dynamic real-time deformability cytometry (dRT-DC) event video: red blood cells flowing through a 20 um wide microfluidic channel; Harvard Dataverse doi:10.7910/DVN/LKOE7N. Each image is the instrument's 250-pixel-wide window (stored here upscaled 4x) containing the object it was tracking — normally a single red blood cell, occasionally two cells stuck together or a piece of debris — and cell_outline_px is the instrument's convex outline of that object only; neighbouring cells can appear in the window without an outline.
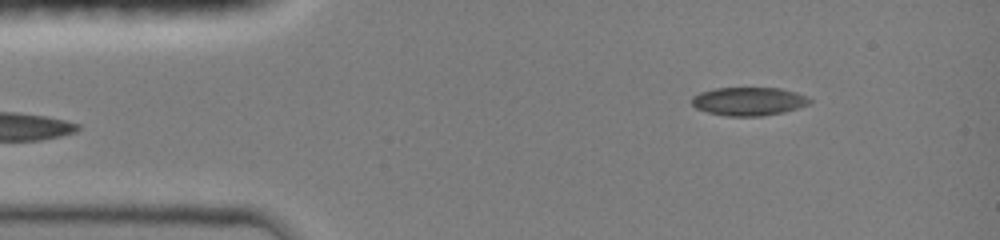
{"species": "common noctule bat (a hibernating species)", "species_latin": "Nyctalus noctula", "temperature_condition": "room temperature", "stored_images_in_passage": 9, "segment_of_instrument_passage": [2, 2], "camera_frame_rate_fps": 3000, "um_per_image_px": 0.085, "animal": {"sex": "female", "body_mass_g": 19.0, "forearm_length_mm": 51.5}, "frame": {"image": 1, "passage_image": 9, "time_ms": 3.667, "image_size_px": [1000, 240], "cell_outline_px": [[812, 100], [808, 104], [784, 112], [760, 116], [728, 116], [708, 112], [696, 108], [692, 104], [692, 96], [700, 92], [716, 88], [780, 88], [796, 92], [808, 96]], "centroid_in_image_um": [63.64, 8.61], "position_along_channel_um": 21.4, "area_um2": 19.42}}